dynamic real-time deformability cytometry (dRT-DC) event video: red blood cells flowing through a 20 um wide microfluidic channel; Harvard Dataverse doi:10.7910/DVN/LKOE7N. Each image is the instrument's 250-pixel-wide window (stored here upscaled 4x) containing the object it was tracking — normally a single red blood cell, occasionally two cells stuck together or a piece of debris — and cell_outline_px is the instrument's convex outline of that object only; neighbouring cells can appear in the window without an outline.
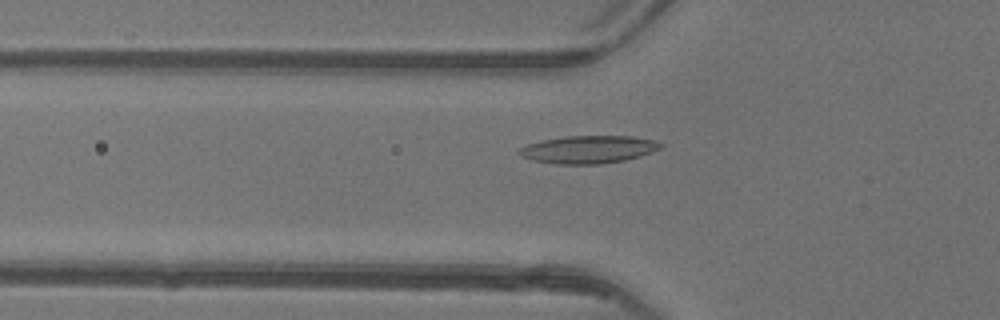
{"species": "common noctule bat (a hibernating species)", "species_latin": "Nyctalus noctula", "temperature_condition": "warm", "stored_images_in_passage": 51, "camera_frame_rate_fps": 3000, "um_per_image_px": 0.085, "animal": {"sex": "female"}, "frame": {"image": 1, "passage_image": 19, "time_ms": 6.0, "image_size_px": [1000, 320], "cell_outline_px": [[664, 144], [660, 148], [652, 152], [640, 156], [624, 160], [600, 164], [556, 164], [532, 160], [520, 156], [516, 152], [516, 148], [528, 144], [544, 140], [564, 136], [632, 136], [652, 140]], "centroid_in_image_um": [49.96, 12.7], "position_along_channel_um": 75.8, "area_um2": 22.89}}
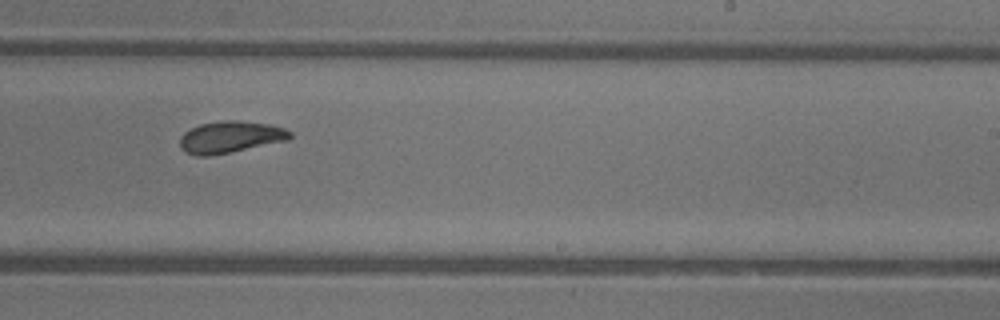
{"frame": {"image": 2, "passage_image": 33, "time_ms": 10.667, "image_size_px": [1000, 320], "cell_outline_px": [[292, 136], [288, 140], [208, 156], [196, 156], [184, 152], [180, 148], [180, 136], [184, 132], [200, 124], [228, 120], [236, 120], [268, 124], [284, 128], [292, 132]], "centroid_in_image_um": [19.55, 11.65], "position_along_channel_um": 269.5, "area_um2": 20.17}}
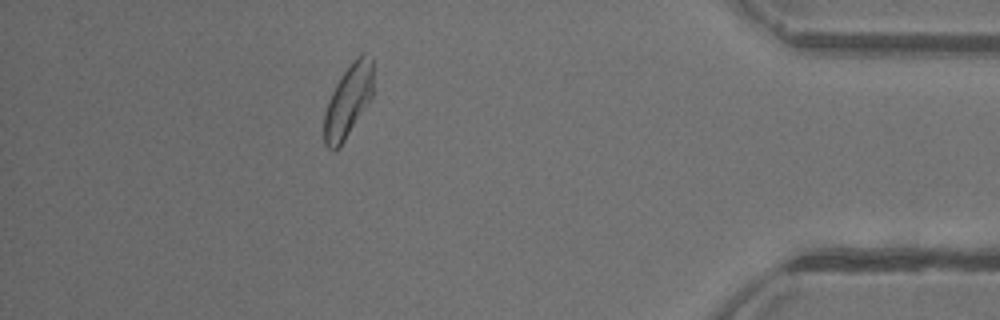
{"frame": {"image": 3, "passage_image": 46, "time_ms": 15.0, "image_size_px": [1000, 320], "cell_outline_px": [[372, 96], [340, 148], [332, 152], [324, 144], [324, 112], [328, 100], [340, 76], [356, 56], [360, 52], [364, 52], [372, 56]], "centroid_in_image_um": [29.58, 8.57], "position_along_channel_um": 405.6, "area_um2": 20.92}, "authors_computed_cell_mechanics": {"area_um2": 20.6924, "velocity_mm_per_s": 4.1418, "shape_relaxation_time_tau1_ms": 5.7881, "shape_relaxation_time_tau2_ms": 2.8209, "deformation_change_tau1": 0.1566, "deformation_change_tau2": 0.0879}}